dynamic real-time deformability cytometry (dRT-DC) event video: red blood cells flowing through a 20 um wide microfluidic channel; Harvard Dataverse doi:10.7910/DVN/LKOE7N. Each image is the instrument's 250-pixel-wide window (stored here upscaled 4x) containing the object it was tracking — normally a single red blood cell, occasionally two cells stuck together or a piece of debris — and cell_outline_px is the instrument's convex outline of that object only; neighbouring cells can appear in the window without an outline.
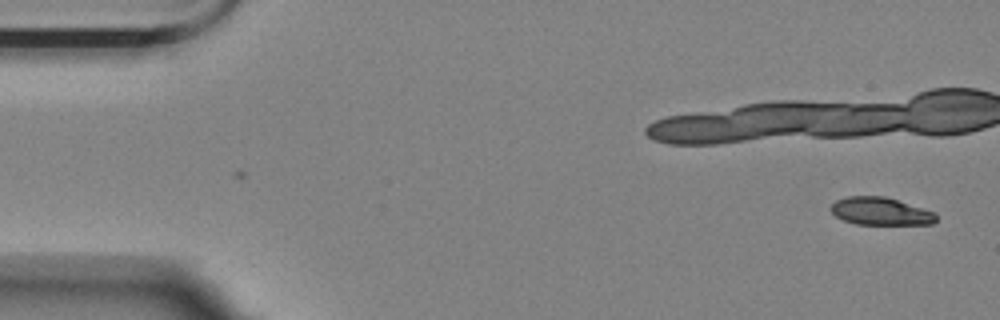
{"species": "Egyptian fruit bat (a non-hibernating species)", "species_latin": "Rousettus aegyptiacus", "temperature_condition": "room temperature", "stored_images_in_passage": 3, "camera_frame_rate_fps": 3000, "um_per_image_px": 0.085, "animal": {"sex": "female"}, "frame": {"image": 1, "passage_image": 3, "time_ms": 2.333, "image_size_px": [1000, 320], "cell_outline_px": [[936, 220], [932, 224], [856, 224], [844, 220], [836, 216], [828, 208], [836, 200], [848, 196], [884, 196], [932, 212], [936, 216]], "centroid_in_image_um": [74.78, 17.96], "position_along_channel_um": 10.2, "area_um2": 16.65}}